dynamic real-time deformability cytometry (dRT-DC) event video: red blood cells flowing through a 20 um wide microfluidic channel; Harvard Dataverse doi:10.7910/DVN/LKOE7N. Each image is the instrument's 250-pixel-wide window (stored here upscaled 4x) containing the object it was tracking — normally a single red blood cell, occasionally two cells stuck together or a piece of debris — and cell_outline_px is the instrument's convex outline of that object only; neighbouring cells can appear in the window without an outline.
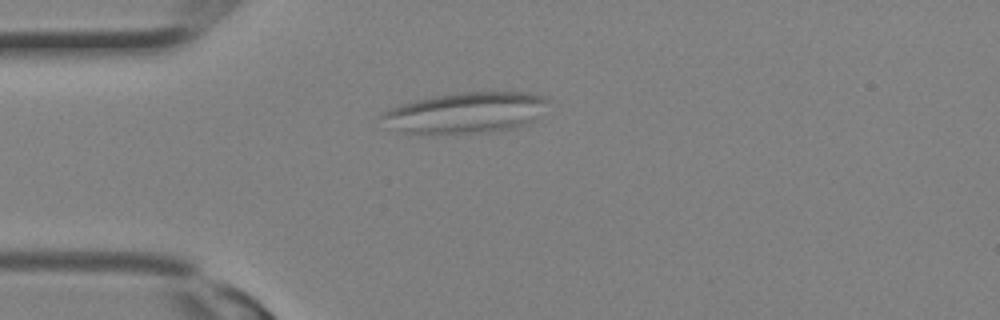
{"species": "Egyptian fruit bat (a non-hibernating species)", "species_latin": "Rousettus aegyptiacus", "temperature_condition": "room temperature", "stored_images_in_passage": 12, "camera_frame_rate_fps": 3000, "um_per_image_px": 0.085, "animal": {"sex": "female"}, "frame": {"image": 1, "passage_image": 3, "time_ms": 0.667, "image_size_px": [1000, 320], "cell_outline_px": [[548, 100], [532, 120], [524, 124], [512, 128], [492, 132], [404, 132], [384, 128], [380, 116], [384, 112], [392, 108], [416, 100], [432, 96], [460, 92], [528, 92], [548, 96]], "centroid_in_image_um": [39.54, 9.56], "position_along_channel_um": 45.5, "area_um2": 38.9}}